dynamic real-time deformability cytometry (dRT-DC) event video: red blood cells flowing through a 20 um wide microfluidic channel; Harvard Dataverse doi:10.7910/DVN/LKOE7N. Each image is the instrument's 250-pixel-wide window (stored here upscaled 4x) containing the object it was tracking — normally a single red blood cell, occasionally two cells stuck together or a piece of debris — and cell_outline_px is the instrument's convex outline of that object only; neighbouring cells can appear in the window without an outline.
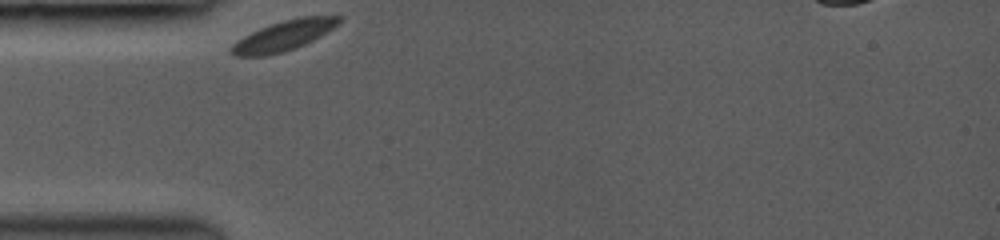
{"species": "common noctule bat (a hibernating species)", "species_latin": "Nyctalus noctula", "temperature_condition": "room temperature", "stored_images_in_passage": 26, "camera_frame_rate_fps": 3000, "um_per_image_px": 0.085, "animal": {"sex": "female", "body_mass_g": 19.0, "forearm_length_mm": 53.3}, "frame": {"image": 1, "passage_image": 1, "time_ms": 0.0, "image_size_px": [1000, 240], "cell_outline_px": [[344, 16], [332, 28], [320, 36], [296, 48], [284, 52], [264, 56], [236, 56], [228, 52], [232, 44], [236, 40], [260, 28], [284, 20], [300, 16]], "centroid_in_image_um": [24.06, 3.04], "position_along_channel_um": 60.9, "area_um2": 18.73}}
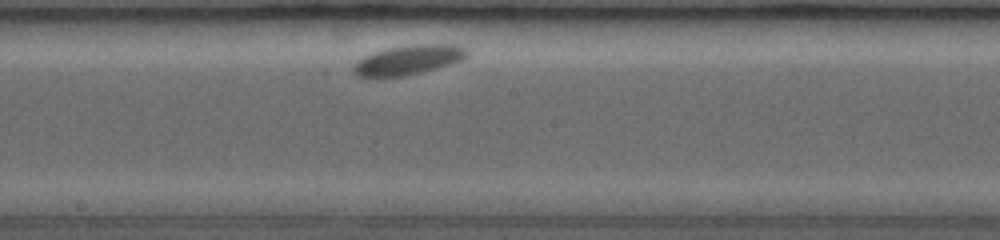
{"frame": {"image": 2, "passage_image": 10, "time_ms": 4.333, "image_size_px": [1000, 240], "cell_outline_px": [[468, 56], [452, 64], [420, 72], [400, 76], [376, 80], [368, 80], [356, 76], [352, 72], [352, 68], [356, 60], [372, 52], [384, 48], [412, 44], [456, 44], [468, 48]], "centroid_in_image_um": [34.61, 5.12], "position_along_channel_um": 213.6, "area_um2": 20.46}}
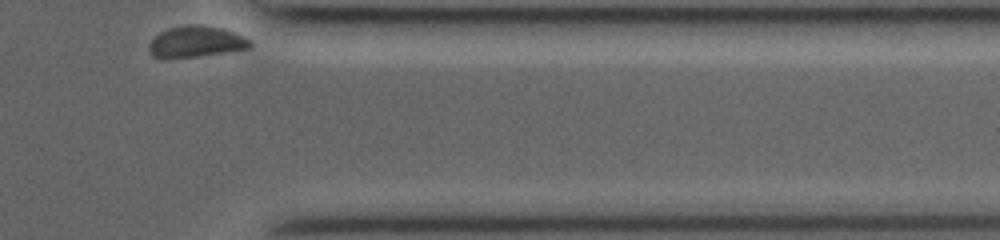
{"frame": {"image": 3, "passage_image": 26, "time_ms": 9.333, "image_size_px": [1000, 240], "cell_outline_px": [[252, 48], [192, 56], [152, 56], [148, 48], [148, 44], [160, 32], [168, 28], [188, 24], [196, 24], [220, 28], [236, 32], [252, 40]], "centroid_in_image_um": [16.72, 3.5], "position_along_channel_um": 394.7, "area_um2": 17.92}}